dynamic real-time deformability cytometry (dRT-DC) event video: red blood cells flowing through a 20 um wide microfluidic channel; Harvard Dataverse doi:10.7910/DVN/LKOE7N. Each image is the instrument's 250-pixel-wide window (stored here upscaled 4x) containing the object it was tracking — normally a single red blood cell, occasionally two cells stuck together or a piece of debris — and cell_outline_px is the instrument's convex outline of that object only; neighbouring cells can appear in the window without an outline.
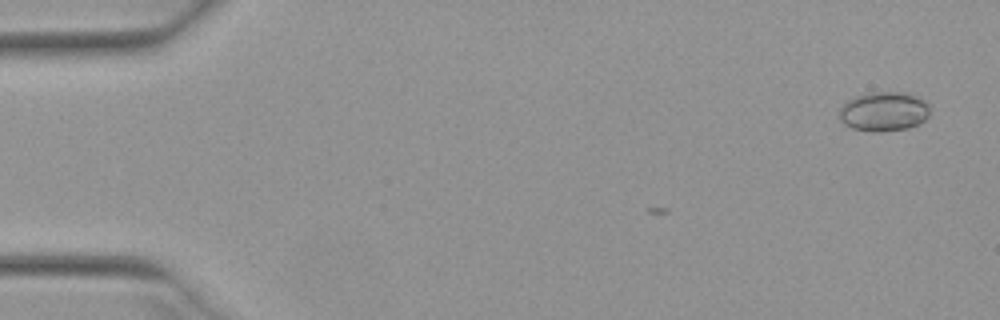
{"species": "Egyptian fruit bat (a non-hibernating species)", "species_latin": "Rousettus aegyptiacus", "temperature_condition": "warm", "stored_images_in_passage": 8, "camera_frame_rate_fps": 3000, "um_per_image_px": 0.085, "animal": {"sex": "female"}, "frame": {"image": 1, "passage_image": 1, "time_ms": 0.0, "image_size_px": [1000, 320], "cell_outline_px": [[928, 116], [920, 124], [908, 128], [880, 132], [872, 132], [852, 128], [844, 124], [840, 120], [840, 108], [848, 100], [856, 96], [868, 92], [904, 92], [916, 96], [924, 100], [928, 104]], "centroid_in_image_um": [75.12, 9.48], "position_along_channel_um": 9.9, "area_um2": 20.87}}